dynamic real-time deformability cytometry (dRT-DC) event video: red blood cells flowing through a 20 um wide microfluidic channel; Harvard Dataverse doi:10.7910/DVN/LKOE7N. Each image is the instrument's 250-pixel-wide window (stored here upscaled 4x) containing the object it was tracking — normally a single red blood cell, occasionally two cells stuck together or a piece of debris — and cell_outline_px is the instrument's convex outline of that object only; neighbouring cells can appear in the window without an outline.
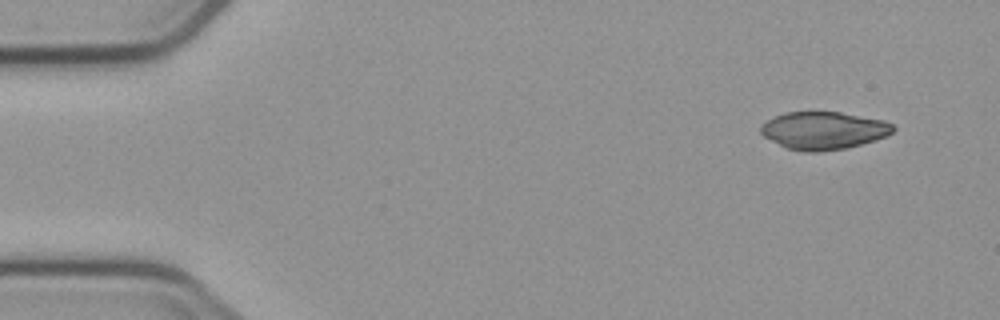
{"species": "common noctule bat (a hibernating species)", "species_latin": "Nyctalus noctula", "temperature_condition": "cold", "stored_images_in_passage": 4, "camera_frame_rate_fps": 3000, "um_per_image_px": 0.085, "animal": {"sex": "male", "body_mass_g": 23.1, "forearm_length_mm": 52.7}, "frame": {"image": 1, "passage_image": 1, "time_ms": 0.0, "image_size_px": [1000, 320], "cell_outline_px": [[896, 128], [888, 136], [876, 140], [848, 148], [816, 152], [804, 152], [784, 148], [764, 136], [760, 132], [760, 124], [784, 112], [808, 108], [840, 112], [884, 120], [892, 124]], "centroid_in_image_um": [69.98, 11.06], "position_along_channel_um": 15.0, "area_um2": 30.11}}